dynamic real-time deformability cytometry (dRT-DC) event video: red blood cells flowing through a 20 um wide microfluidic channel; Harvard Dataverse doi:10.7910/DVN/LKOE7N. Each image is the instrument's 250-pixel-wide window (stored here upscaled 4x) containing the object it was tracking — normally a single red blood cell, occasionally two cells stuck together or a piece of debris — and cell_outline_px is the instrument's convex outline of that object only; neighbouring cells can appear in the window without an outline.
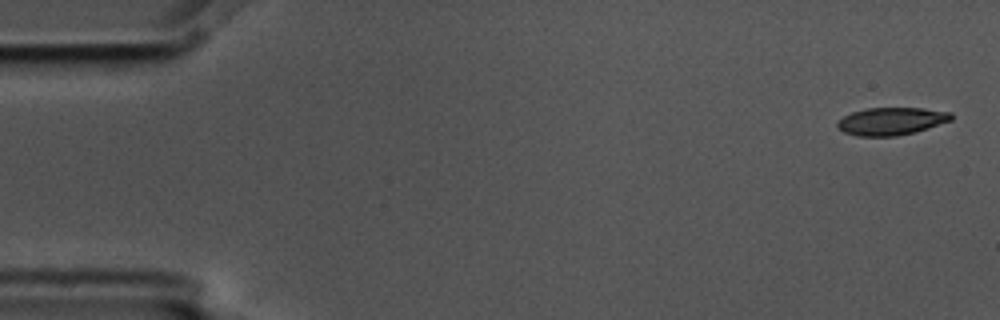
{"species": "common noctule bat (a hibernating species)", "species_latin": "Nyctalus noctula", "temperature_condition": "cold", "stored_images_in_passage": 13, "camera_frame_rate_fps": 3000, "um_per_image_px": 0.085, "animal": {"sex": "male", "body_mass_g": 17.5, "forearm_length_mm": 52.3}, "frame": {"image": 1, "passage_image": 1, "time_ms": 0.0, "image_size_px": [1000, 320], "cell_outline_px": [[952, 120], [916, 132], [896, 136], [856, 136], [844, 132], [836, 124], [844, 116], [852, 112], [864, 108], [924, 108], [952, 112]], "centroid_in_image_um": [75.79, 10.3], "position_along_channel_um": 9.2, "area_um2": 18.32}}
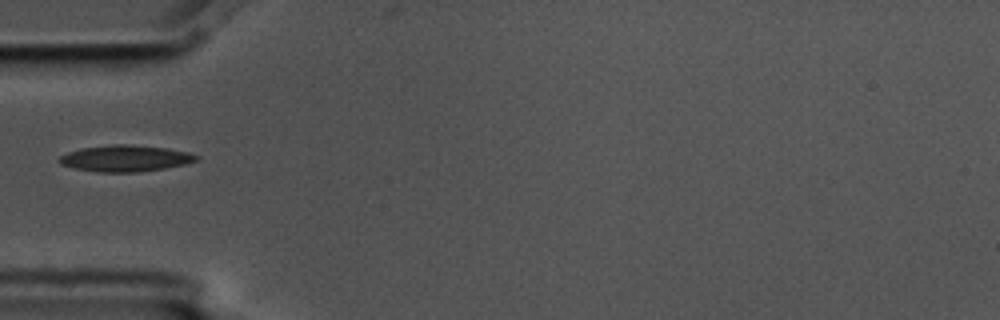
{"frame": {"image": 2, "passage_image": 5, "time_ms": 1.333, "image_size_px": [1000, 320], "cell_outline_px": [[200, 156], [196, 160], [184, 164], [164, 168], [136, 172], [96, 172], [72, 168], [60, 164], [60, 156], [68, 152], [80, 148], [112, 144], [128, 144], [168, 148], [188, 152]], "centroid_in_image_um": [10.63, 13.45], "position_along_channel_um": 74.4, "area_um2": 21.04}}
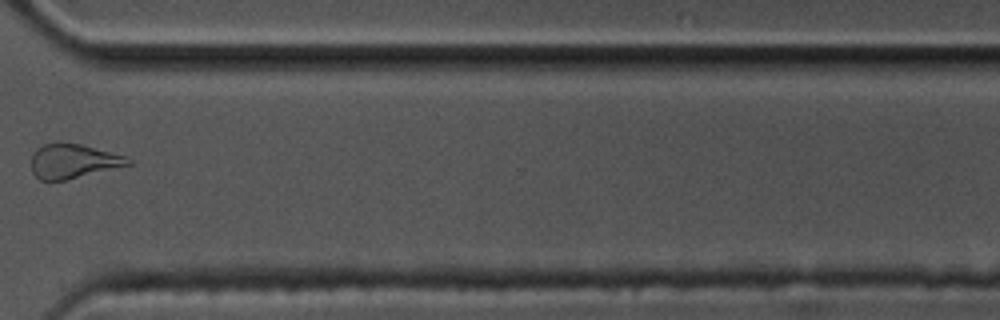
{"frame": {"image": 3, "passage_image": 12, "time_ms": 3.667, "image_size_px": [1000, 320], "cell_outline_px": [[132, 164], [68, 180], [40, 180], [32, 172], [32, 156], [36, 148], [44, 144], [80, 144], [124, 156], [132, 160]], "centroid_in_image_um": [6.22, 13.73], "position_along_channel_um": 364.4, "area_um2": 19.02}}